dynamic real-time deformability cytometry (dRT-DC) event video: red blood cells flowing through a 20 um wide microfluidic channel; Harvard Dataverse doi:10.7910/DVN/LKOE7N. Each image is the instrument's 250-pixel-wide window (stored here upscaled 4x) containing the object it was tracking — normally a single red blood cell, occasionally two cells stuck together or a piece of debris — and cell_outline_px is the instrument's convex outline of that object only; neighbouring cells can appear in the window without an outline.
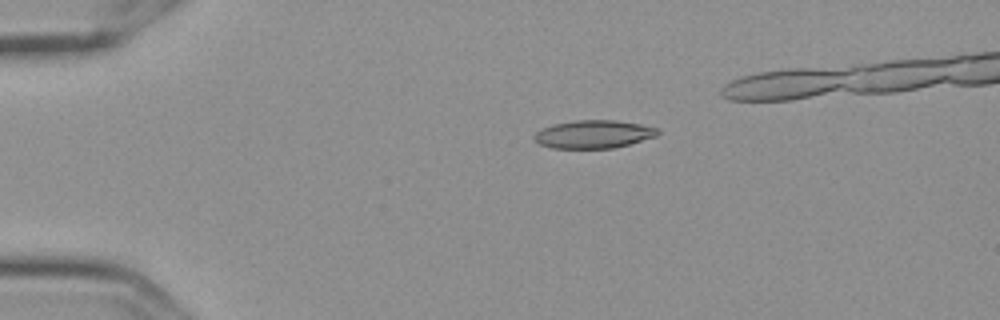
{"species": "Egyptian fruit bat (a non-hibernating species)", "species_latin": "Rousettus aegyptiacus", "temperature_condition": "cold", "stored_images_in_passage": 49, "camera_frame_rate_fps": 3000, "um_per_image_px": 0.085, "frame": {"image": 1, "passage_image": 11, "time_ms": 3.333, "image_size_px": [1000, 320], "cell_outline_px": [[660, 132], [656, 136], [628, 144], [612, 148], [552, 148], [540, 144], [532, 136], [536, 132], [552, 124], [576, 120], [616, 120], [640, 124], [656, 128]], "centroid_in_image_um": [50.44, 11.4], "position_along_channel_um": 34.6, "area_um2": 20.0}}
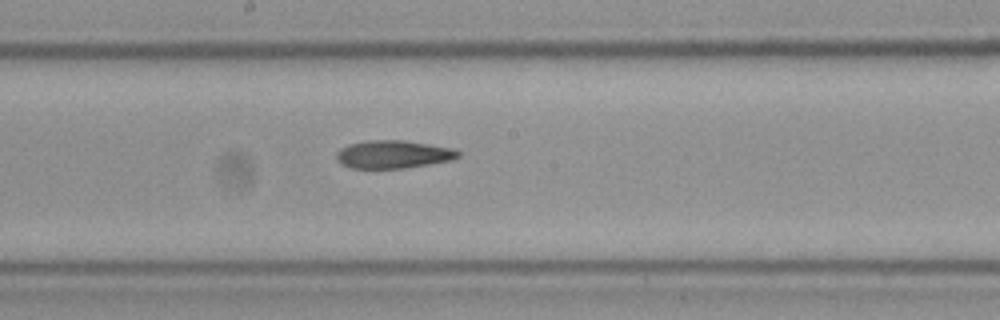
{"frame": {"image": 2, "passage_image": 30, "time_ms": 9.667, "image_size_px": [1000, 320], "cell_outline_px": [[460, 156], [452, 160], [404, 168], [352, 168], [340, 164], [336, 160], [336, 152], [340, 148], [348, 144], [368, 140], [404, 140], [452, 148], [460, 152]], "centroid_in_image_um": [33.38, 13.12], "position_along_channel_um": 214.8, "area_um2": 19.88}}
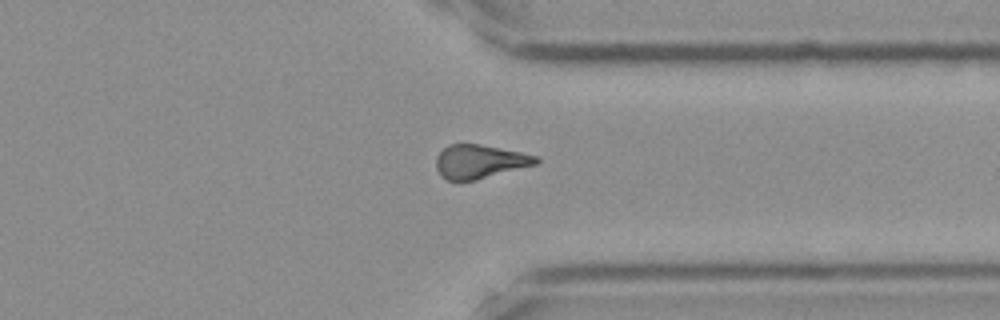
{"frame": {"image": 3, "passage_image": 43, "time_ms": 14.0, "image_size_px": [1000, 320], "cell_outline_px": [[540, 160], [536, 164], [476, 180], [448, 180], [440, 176], [436, 168], [436, 156], [448, 144], [480, 144], [520, 152], [536, 156]], "centroid_in_image_um": [40.74, 13.73], "position_along_channel_um": 370.7, "area_um2": 19.48}}